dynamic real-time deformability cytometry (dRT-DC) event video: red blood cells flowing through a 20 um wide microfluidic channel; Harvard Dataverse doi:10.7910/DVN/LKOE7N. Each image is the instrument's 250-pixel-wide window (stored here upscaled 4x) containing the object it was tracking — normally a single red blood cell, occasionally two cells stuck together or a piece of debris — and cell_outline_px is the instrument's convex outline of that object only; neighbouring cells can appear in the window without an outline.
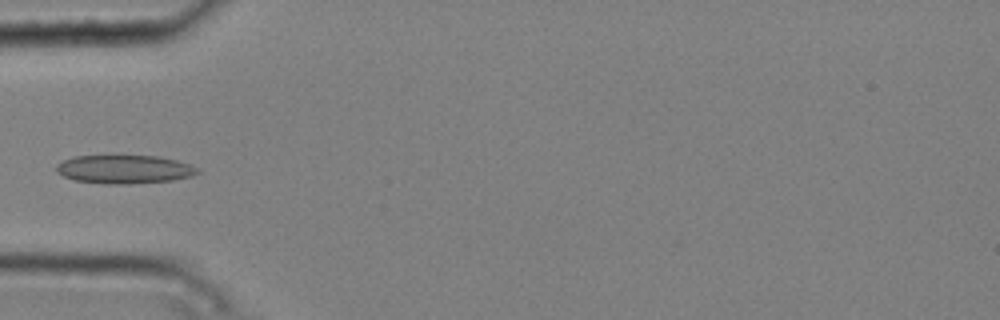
{"species": "common noctule bat (a hibernating species)", "species_latin": "Nyctalus noctula", "temperature_condition": "cold", "stored_images_in_passage": 4, "camera_frame_rate_fps": 3000, "um_per_image_px": 0.085, "animal": {"sex": "male", "body_mass_g": 20.4}, "frame": {"image": 1, "passage_image": 4, "time_ms": 1.0, "image_size_px": [1000, 320], "cell_outline_px": [[200, 172], [192, 176], [172, 180], [128, 184], [104, 184], [76, 180], [64, 176], [56, 172], [56, 164], [64, 160], [76, 156], [160, 156], [176, 160], [200, 168]], "centroid_in_image_um": [10.59, 14.39], "position_along_channel_um": 74.4, "area_um2": 23.41}}